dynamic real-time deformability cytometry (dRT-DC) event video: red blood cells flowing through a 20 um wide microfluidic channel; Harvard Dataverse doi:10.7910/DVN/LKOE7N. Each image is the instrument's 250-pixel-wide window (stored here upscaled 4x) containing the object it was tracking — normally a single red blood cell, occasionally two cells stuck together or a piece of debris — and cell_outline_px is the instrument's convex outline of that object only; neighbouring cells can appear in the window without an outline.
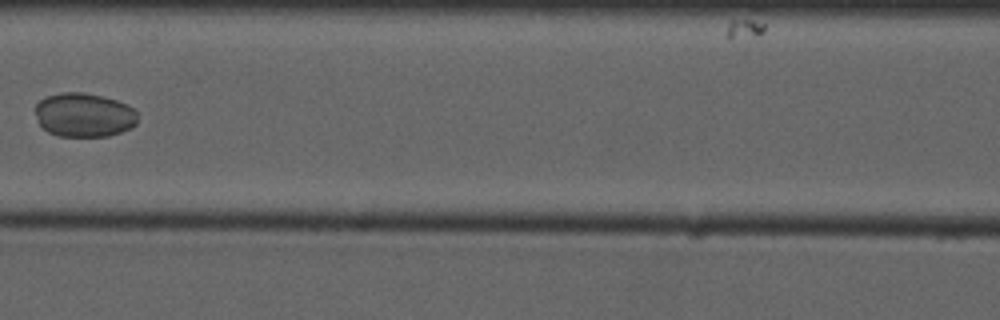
{"species": "common noctule bat (a hibernating species)", "species_latin": "Nyctalus noctula", "temperature_condition": "cold", "stored_images_in_passage": 7, "camera_frame_rate_fps": 3000, "um_per_image_px": 0.085, "animal": {"sex": "male", "forearm_length_mm": 52.5}, "frame": {"image": 1, "passage_image": 6, "time_ms": 6.0, "image_size_px": [1000, 320], "cell_outline_px": [[140, 112], [136, 124], [132, 128], [108, 136], [56, 136], [40, 128], [36, 112], [36, 104], [40, 100], [48, 96], [60, 92], [80, 92], [104, 96], [128, 104]], "centroid_in_image_um": [7.18, 9.77], "position_along_channel_um": 159.4, "area_um2": 26.7}}
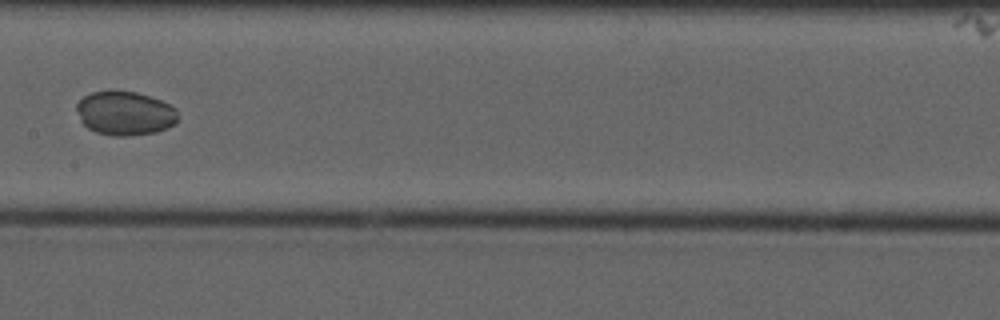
{"frame": {"image": 2, "passage_image": 7, "time_ms": 7.0, "image_size_px": [1000, 320], "cell_outline_px": [[180, 120], [176, 124], [168, 128], [156, 132], [124, 136], [112, 136], [96, 132], [88, 128], [80, 120], [76, 108], [76, 104], [84, 96], [92, 92], [136, 92], [152, 96], [176, 108]], "centroid_in_image_um": [10.66, 9.65], "position_along_channel_um": 196.7, "area_um2": 26.01}}